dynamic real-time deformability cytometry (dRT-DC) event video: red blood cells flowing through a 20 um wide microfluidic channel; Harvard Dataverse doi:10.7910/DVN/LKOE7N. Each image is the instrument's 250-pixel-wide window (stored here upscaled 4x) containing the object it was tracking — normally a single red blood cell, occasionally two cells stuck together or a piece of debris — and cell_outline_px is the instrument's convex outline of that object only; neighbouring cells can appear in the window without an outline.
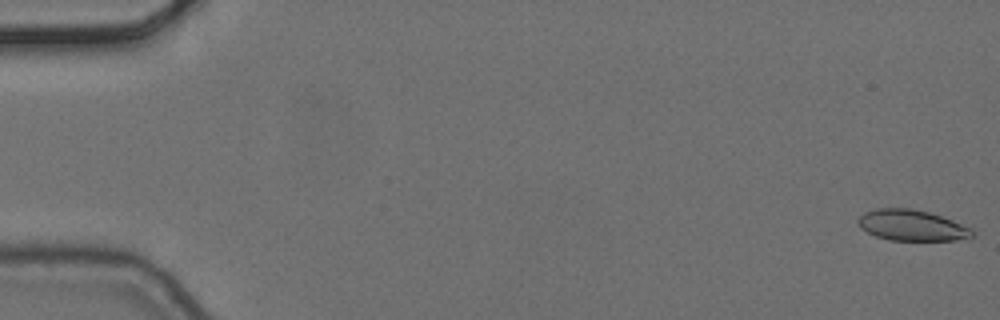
{"species": "common noctule bat (a hibernating species)", "species_latin": "Nyctalus noctula", "temperature_condition": "cold", "stored_images_in_passage": 5, "camera_frame_rate_fps": 3000, "um_per_image_px": 0.085, "animal": {"sex": "female", "body_mass_g": 24.6, "forearm_length_mm": 56.2}, "frame": {"image": 1, "passage_image": 1, "time_ms": 0.0, "image_size_px": [1000, 320], "cell_outline_px": [[972, 236], [956, 240], [888, 240], [876, 236], [860, 228], [856, 220], [864, 212], [876, 208], [912, 208], [928, 212], [952, 220], [972, 228]], "centroid_in_image_um": [77.45, 19.15], "position_along_channel_um": 7.5, "area_um2": 20.46}}
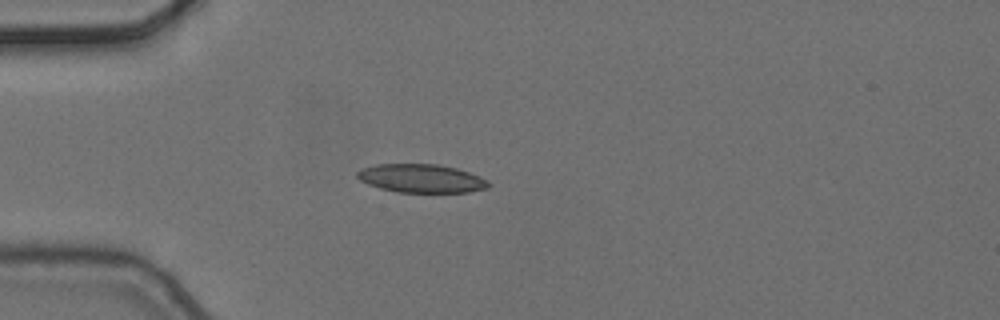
{"frame": {"image": 2, "passage_image": 5, "time_ms": 1.333, "image_size_px": [1000, 320], "cell_outline_px": [[492, 184], [488, 188], [468, 192], [396, 192], [380, 188], [368, 184], [360, 180], [356, 176], [356, 172], [360, 168], [376, 164], [436, 164], [456, 168], [480, 176], [488, 180]], "centroid_in_image_um": [35.81, 15.16], "position_along_channel_um": 49.2, "area_um2": 21.91}}